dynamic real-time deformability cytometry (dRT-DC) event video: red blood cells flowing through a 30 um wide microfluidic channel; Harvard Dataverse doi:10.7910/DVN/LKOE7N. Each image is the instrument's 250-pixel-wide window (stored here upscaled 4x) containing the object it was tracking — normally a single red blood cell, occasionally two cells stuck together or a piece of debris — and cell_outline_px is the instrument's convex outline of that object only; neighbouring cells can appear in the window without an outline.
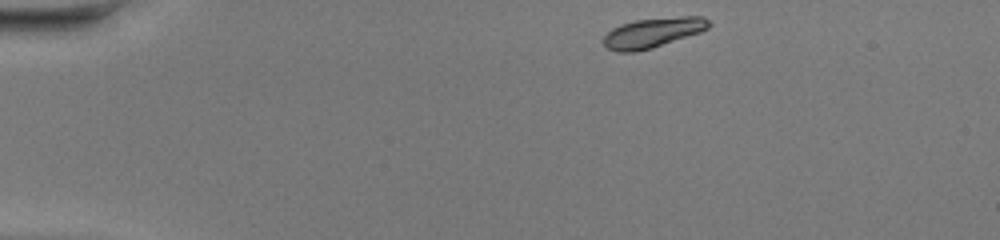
{"species": "common noctule bat (a hibernating species)", "species_latin": "Nyctalus noctula", "temperature_condition": "warm", "stored_images_in_passage": 41, "camera_frame_rate_fps": 3000, "um_per_image_px": 0.085, "animal": {"sex": "female", "body_mass_g": 20.0, "forearm_length_mm": 54.0}, "frame": {"image": 1, "passage_image": 1, "time_ms": 0.0, "image_size_px": [1000, 240], "cell_outline_px": [[712, 24], [708, 28], [700, 32], [652, 48], [636, 52], [616, 52], [608, 48], [604, 44], [604, 36], [612, 28], [620, 24], [636, 20], [684, 16], [704, 16]], "centroid_in_image_um": [55.5, 2.77], "position_along_channel_um": 29.5, "area_um2": 18.26}}
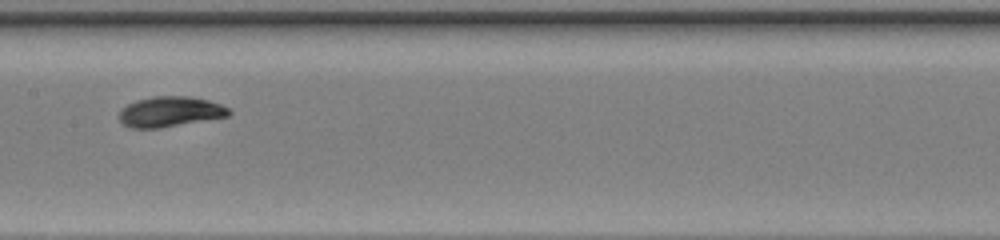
{"frame": {"image": 2, "passage_image": 18, "time_ms": 5.667, "image_size_px": [1000, 240], "cell_outline_px": [[232, 112], [228, 116], [160, 128], [132, 128], [124, 124], [120, 120], [120, 108], [136, 100], [152, 96], [188, 96], [208, 100], [220, 104], [228, 108]], "centroid_in_image_um": [14.45, 9.49], "position_along_channel_um": 193.0, "area_um2": 19.31}}
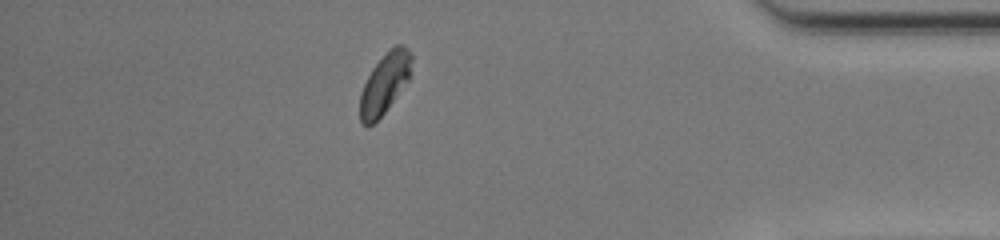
{"frame": {"image": 3, "passage_image": 35, "time_ms": 11.333, "image_size_px": [1000, 240], "cell_outline_px": [[412, 60], [408, 80], [384, 112], [372, 124], [364, 124], [360, 120], [360, 92], [372, 68], [396, 44], [400, 44], [408, 48], [412, 52]], "centroid_in_image_um": [32.7, 7.06], "position_along_channel_um": 402.5, "area_um2": 17.57}, "authors_computed_cell_mechanics": {"area_um2": 18.5538, "velocity_mm_per_s": 4.2919, "shape_relaxation_time_tau1_ms": 3.0201, "shape_relaxation_time_tau2_ms": 0.797, "deformation_change_tau1": 0.1516, "deformation_change_tau2": 0.0387}}